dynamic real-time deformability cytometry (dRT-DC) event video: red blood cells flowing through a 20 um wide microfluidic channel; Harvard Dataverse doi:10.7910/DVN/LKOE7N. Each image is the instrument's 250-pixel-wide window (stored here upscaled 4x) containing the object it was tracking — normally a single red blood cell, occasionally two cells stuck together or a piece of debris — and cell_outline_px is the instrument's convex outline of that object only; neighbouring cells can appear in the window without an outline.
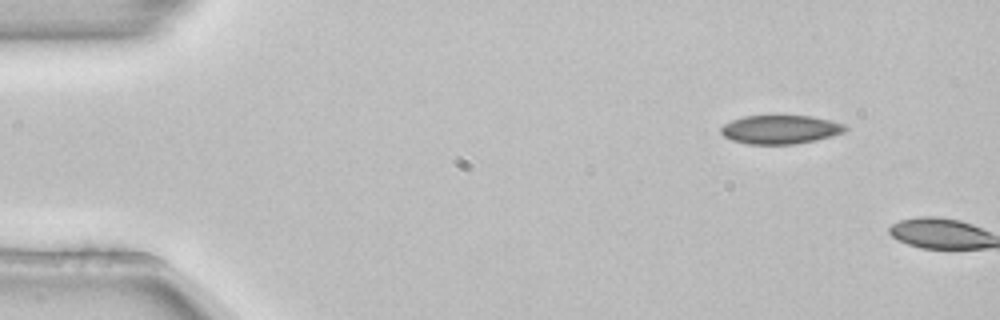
{"species": "common noctule bat (a hibernating species)", "species_latin": "Nyctalus noctula", "temperature_condition": "room temperature", "stored_images_in_passage": 4, "segment_of_instrument_passage": [2, 2], "camera_frame_rate_fps": 3000, "um_per_image_px": 0.085, "animal": {"sex": "female", "body_mass_g": 22.7, "forearm_length_mm": 54.2}, "frame": {"image": 1, "passage_image": 4, "time_ms": 1.0, "image_size_px": [1000, 320], "cell_outline_px": [[848, 128], [844, 132], [832, 136], [816, 140], [796, 144], [748, 144], [732, 140], [724, 136], [720, 132], [720, 128], [724, 124], [732, 120], [744, 116], [812, 116], [832, 120], [844, 124]], "centroid_in_image_um": [66.35, 11.01], "position_along_channel_um": 18.7, "area_um2": 20.87}}